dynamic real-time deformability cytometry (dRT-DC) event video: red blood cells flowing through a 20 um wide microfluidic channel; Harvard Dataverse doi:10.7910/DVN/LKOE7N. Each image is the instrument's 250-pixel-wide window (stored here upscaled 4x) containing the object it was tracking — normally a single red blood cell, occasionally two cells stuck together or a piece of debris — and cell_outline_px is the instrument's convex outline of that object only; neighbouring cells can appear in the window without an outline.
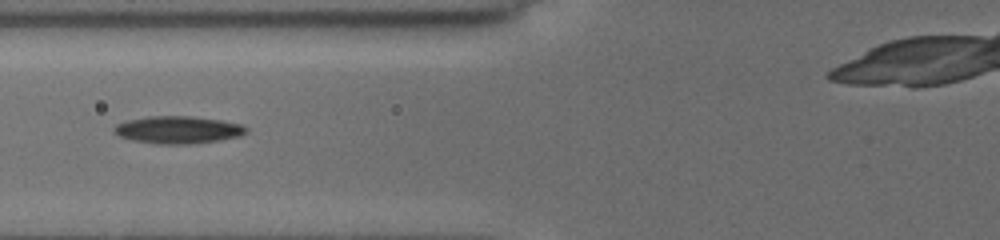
{"species": "common noctule bat (a hibernating species)", "species_latin": "Nyctalus noctula", "temperature_condition": "cold", "stored_images_in_passage": 3, "camera_frame_rate_fps": 3000, "um_per_image_px": 0.085, "animal": {"sex": "female", "body_mass_g": 19.5, "forearm_length_mm": 54.1}, "frame": {"image": 1, "passage_image": 3, "time_ms": 1.667, "image_size_px": [1000, 240], "cell_outline_px": [[248, 132], [240, 136], [192, 144], [156, 144], [132, 140], [120, 136], [112, 132], [112, 128], [116, 124], [128, 120], [148, 116], [188, 116], [220, 120], [240, 124], [248, 128]], "centroid_in_image_um": [15.09, 11.03], "position_along_channel_um": 110.7, "area_um2": 21.1}}